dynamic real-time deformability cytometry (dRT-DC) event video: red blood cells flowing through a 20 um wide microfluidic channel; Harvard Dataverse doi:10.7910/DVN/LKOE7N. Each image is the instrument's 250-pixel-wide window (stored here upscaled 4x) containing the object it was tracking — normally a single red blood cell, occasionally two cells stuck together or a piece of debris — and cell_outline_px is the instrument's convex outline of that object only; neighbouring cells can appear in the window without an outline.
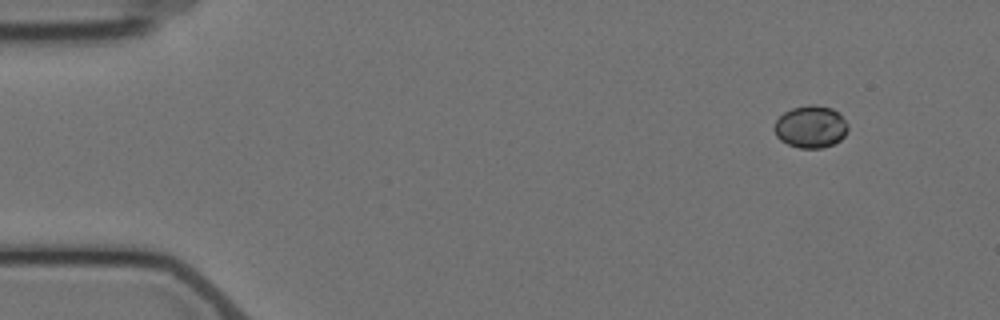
{"species": "Egyptian fruit bat (a non-hibernating species)", "species_latin": "Rousettus aegyptiacus", "temperature_condition": "cold", "stored_images_in_passage": 5, "camera_frame_rate_fps": 3000, "um_per_image_px": 0.085, "animal": {"sex": "female"}, "frame": {"image": 1, "passage_image": 1, "time_ms": 0.0, "image_size_px": [1000, 320], "cell_outline_px": [[848, 128], [844, 136], [840, 140], [832, 144], [820, 148], [800, 148], [788, 144], [780, 140], [776, 136], [772, 128], [776, 120], [784, 112], [792, 108], [808, 104], [812, 104], [832, 108], [848, 124]], "centroid_in_image_um": [68.87, 10.77], "position_along_channel_um": 16.1, "area_um2": 18.09}}
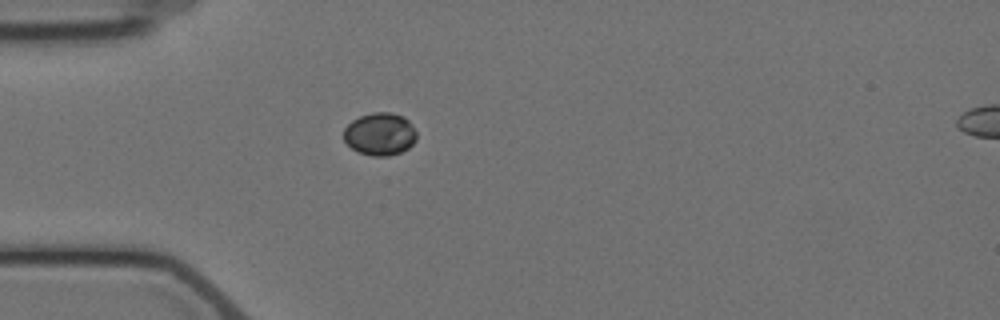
{"frame": {"image": 2, "passage_image": 4, "time_ms": 3.667, "image_size_px": [1000, 320], "cell_outline_px": [[416, 140], [408, 148], [400, 152], [388, 156], [372, 156], [356, 152], [344, 140], [344, 128], [352, 120], [360, 116], [372, 112], [392, 112], [404, 116], [412, 124], [416, 132]], "centroid_in_image_um": [32.29, 11.39], "position_along_channel_um": 52.7, "area_um2": 18.26}}